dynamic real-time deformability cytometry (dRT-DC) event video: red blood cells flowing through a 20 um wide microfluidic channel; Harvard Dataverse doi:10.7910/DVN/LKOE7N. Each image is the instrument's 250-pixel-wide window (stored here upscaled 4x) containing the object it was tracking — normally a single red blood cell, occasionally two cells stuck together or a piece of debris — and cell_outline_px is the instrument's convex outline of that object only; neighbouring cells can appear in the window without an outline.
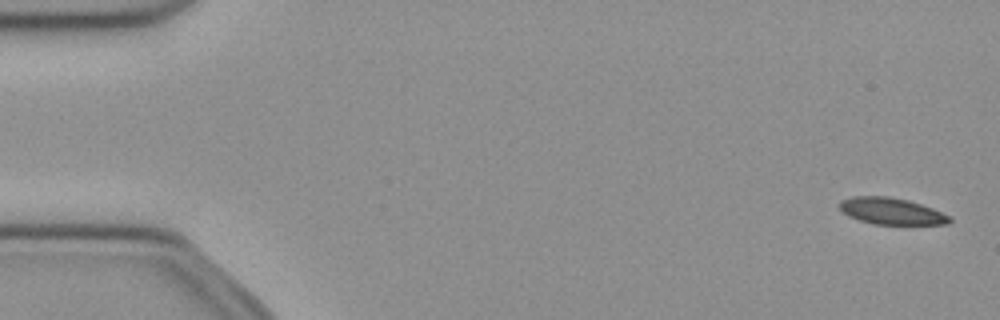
{"species": "common noctule bat (a hibernating species)", "species_latin": "Nyctalus noctula", "temperature_condition": "cold", "stored_images_in_passage": 52, "camera_frame_rate_fps": 3000, "um_per_image_px": 0.085, "animal": {"sex": "female", "body_mass_g": 21.9}, "frame": {"image": 1, "passage_image": 2, "time_ms": 0.333, "image_size_px": [1000, 320], "cell_outline_px": [[952, 220], [948, 224], [876, 224], [860, 220], [848, 216], [840, 208], [840, 200], [852, 196], [888, 196], [908, 200], [932, 208], [952, 216]], "centroid_in_image_um": [75.79, 17.94], "position_along_channel_um": 9.2, "area_um2": 16.99}}
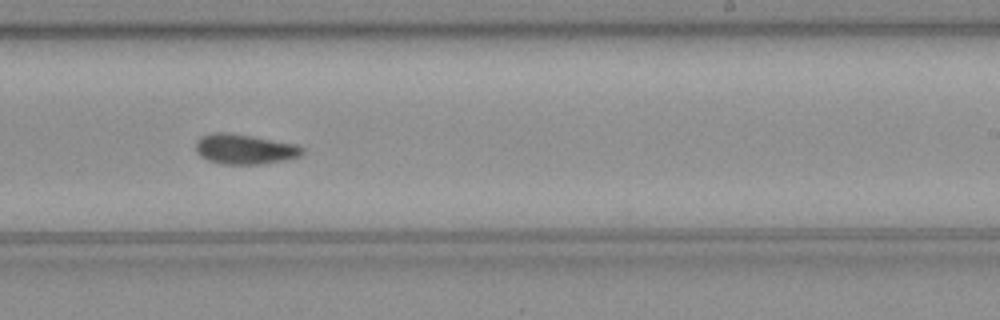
{"frame": {"image": 2, "passage_image": 32, "time_ms": 10.333, "image_size_px": [1000, 320], "cell_outline_px": [[304, 152], [300, 156], [284, 160], [260, 164], [220, 164], [208, 160], [200, 156], [196, 152], [196, 140], [200, 136], [216, 132], [228, 132], [252, 136], [296, 144], [304, 148]], "centroid_in_image_um": [20.77, 12.67], "position_along_channel_um": 268.2, "area_um2": 18.73}}
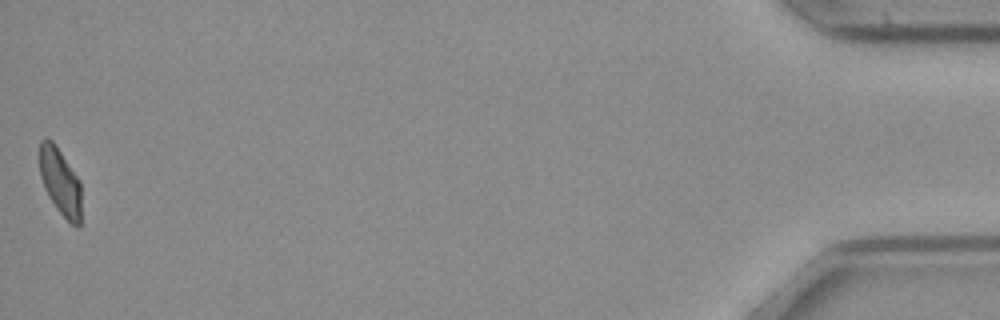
{"frame": {"image": 3, "passage_image": 52, "time_ms": 17.0, "image_size_px": [1000, 320], "cell_outline_px": [[80, 228], [76, 228], [56, 208], [48, 196], [44, 188], [40, 176], [40, 140], [52, 140], [56, 144], [80, 180]], "centroid_in_image_um": [5.12, 15.45], "position_along_channel_um": 430.1, "area_um2": 16.24}}